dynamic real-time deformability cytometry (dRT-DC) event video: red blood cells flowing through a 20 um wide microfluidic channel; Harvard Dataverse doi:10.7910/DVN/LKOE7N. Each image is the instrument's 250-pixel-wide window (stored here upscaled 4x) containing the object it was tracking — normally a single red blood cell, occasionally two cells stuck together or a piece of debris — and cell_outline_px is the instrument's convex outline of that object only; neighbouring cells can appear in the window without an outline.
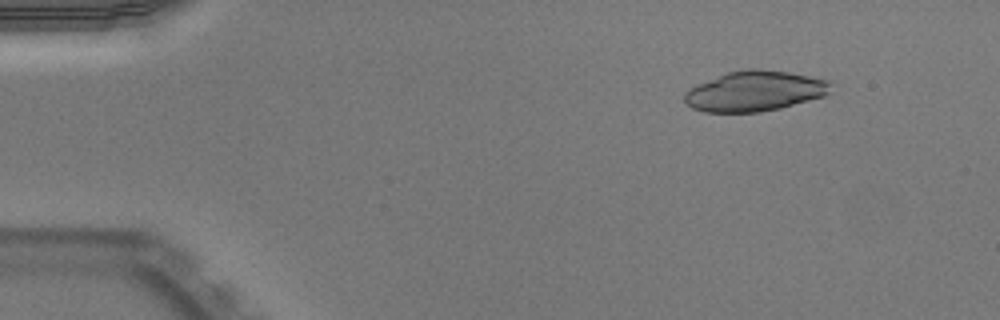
{"species": "Egyptian fruit bat (a non-hibernating species)", "species_latin": "Rousettus aegyptiacus", "temperature_condition": "warm", "stored_images_in_passage": 46, "camera_frame_rate_fps": 3000, "um_per_image_px": 0.085, "animal": {"sex": "male"}, "frame": {"image": 1, "passage_image": 2, "time_ms": 0.333, "image_size_px": [1000, 320], "cell_outline_px": [[832, 92], [824, 96], [780, 108], [760, 112], [704, 112], [692, 108], [684, 100], [684, 92], [688, 88], [728, 72], [748, 68], [760, 68], [788, 72], [832, 80]], "centroid_in_image_um": [64.19, 7.74], "position_along_channel_um": 20.8, "area_um2": 34.56}}